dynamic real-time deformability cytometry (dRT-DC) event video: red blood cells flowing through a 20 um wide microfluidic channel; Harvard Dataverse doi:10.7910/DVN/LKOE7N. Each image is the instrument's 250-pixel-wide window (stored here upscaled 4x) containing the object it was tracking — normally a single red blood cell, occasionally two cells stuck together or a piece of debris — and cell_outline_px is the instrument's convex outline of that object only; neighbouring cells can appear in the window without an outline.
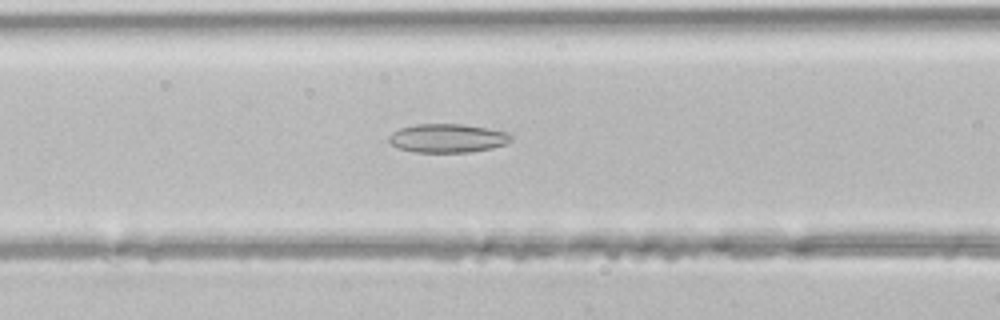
{"species": "common noctule bat (a hibernating species)", "species_latin": "Nyctalus noctula", "temperature_condition": "room temperature", "stored_images_in_passage": 42, "camera_frame_rate_fps": 3000, "um_per_image_px": 0.085, "animal": {"sex": "male", "body_mass_g": 21.5, "forearm_length_mm": 52.0}, "frame": {"image": 1, "passage_image": 15, "time_ms": 4.667, "image_size_px": [1000, 320], "cell_outline_px": [[512, 140], [504, 144], [492, 148], [468, 152], [416, 152], [396, 148], [388, 144], [388, 136], [392, 132], [400, 128], [416, 124], [464, 124], [488, 128], [508, 132], [512, 136]], "centroid_in_image_um": [38.0, 11.74], "position_along_channel_um": 128.6, "area_um2": 20.63}}
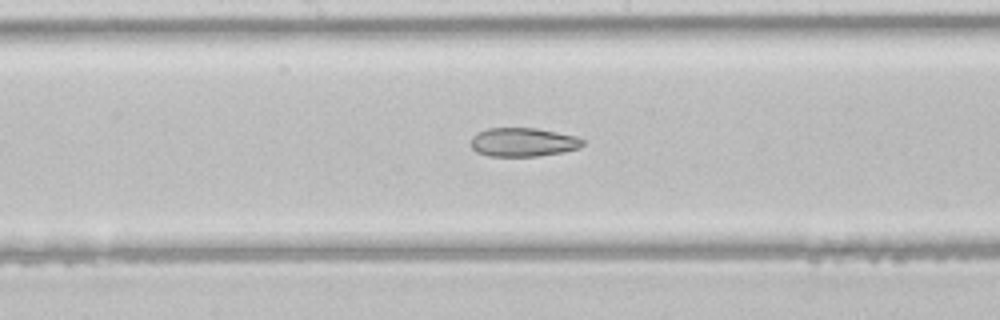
{"frame": {"image": 2, "passage_image": 20, "time_ms": 6.333, "image_size_px": [1000, 320], "cell_outline_px": [[584, 144], [580, 148], [560, 152], [536, 156], [488, 156], [476, 152], [472, 148], [472, 136], [476, 132], [488, 128], [536, 128], [576, 136], [584, 140]], "centroid_in_image_um": [44.44, 12.08], "position_along_channel_um": 203.8, "area_um2": 18.73}}
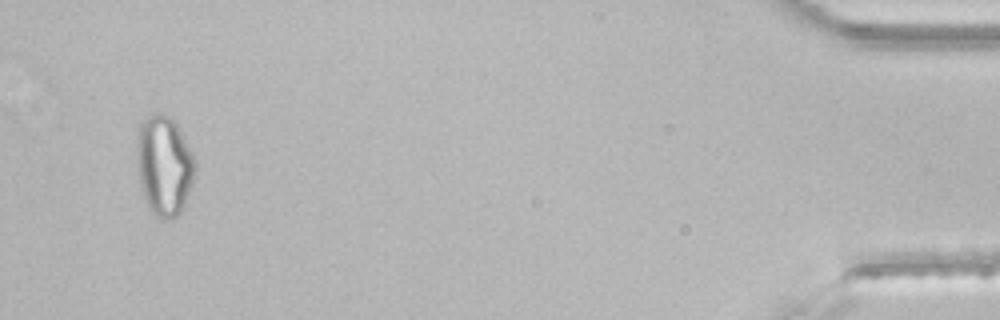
{"frame": {"image": 3, "passage_image": 40, "time_ms": 13.0, "image_size_px": [1000, 320], "cell_outline_px": [[196, 168], [184, 208], [172, 220], [160, 220], [148, 208], [140, 184], [136, 156], [136, 144], [140, 124], [148, 116], [156, 112], [168, 116], [176, 124], [192, 152], [196, 164]], "centroid_in_image_um": [13.94, 14.11], "position_along_channel_um": 421.3, "area_um2": 33.99}}